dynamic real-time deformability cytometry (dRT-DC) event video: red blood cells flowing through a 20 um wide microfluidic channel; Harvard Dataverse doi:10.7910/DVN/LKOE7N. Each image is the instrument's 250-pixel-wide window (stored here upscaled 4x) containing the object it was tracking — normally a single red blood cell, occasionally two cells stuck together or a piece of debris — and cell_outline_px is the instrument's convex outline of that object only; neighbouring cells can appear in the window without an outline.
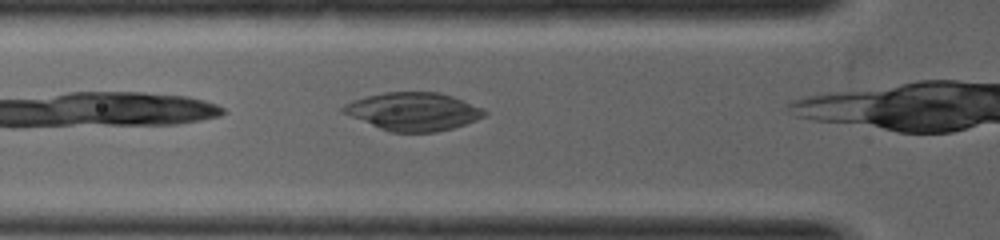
{"species": "common noctule bat (a hibernating species)", "species_latin": "Nyctalus noctula", "temperature_condition": "warm", "stored_images_in_passage": 4, "camera_frame_rate_fps": 5000, "um_per_image_px": 0.085, "animal": {"sex": "female", "body_mass_g": 19.0, "forearm_length_mm": 53.3}, "frame": {"image": 1, "passage_image": 3, "time_ms": 1.2, "image_size_px": [1000, 240], "cell_outline_px": [[488, 112], [484, 116], [476, 120], [452, 128], [436, 132], [392, 132], [380, 128], [340, 112], [340, 108], [344, 104], [352, 100], [384, 92], [436, 92], [452, 96], [484, 108]], "centroid_in_image_um": [35.12, 9.47], "position_along_channel_um": 90.7, "area_um2": 31.21}}